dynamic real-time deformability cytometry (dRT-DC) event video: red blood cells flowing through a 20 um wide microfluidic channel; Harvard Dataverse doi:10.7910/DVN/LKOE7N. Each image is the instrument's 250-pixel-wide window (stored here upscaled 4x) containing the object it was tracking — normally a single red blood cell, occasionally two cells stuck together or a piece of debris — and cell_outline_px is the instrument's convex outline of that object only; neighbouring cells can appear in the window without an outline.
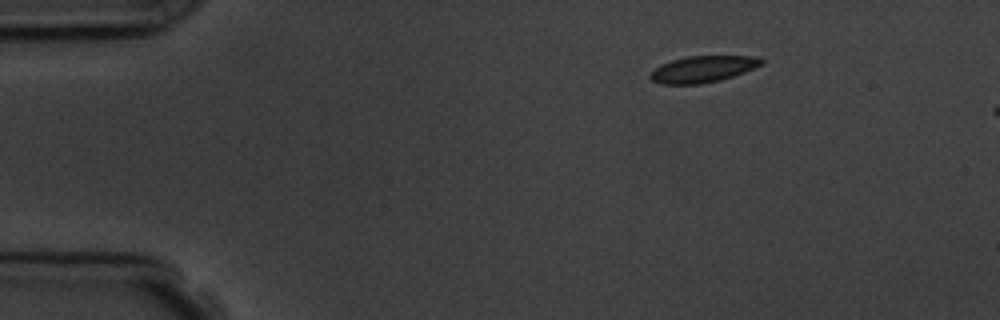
{"species": "common noctule bat (a hibernating species)", "species_latin": "Nyctalus noctula", "temperature_condition": "room temperature", "stored_images_in_passage": 3, "camera_frame_rate_fps": 3000, "um_per_image_px": 0.085, "animal": {"sex": "male", "body_mass_g": 19.5, "forearm_length_mm": 54.6}, "frame": {"image": 1, "passage_image": 1, "time_ms": 0.0, "image_size_px": [1000, 320], "cell_outline_px": [[764, 60], [760, 64], [744, 72], [720, 80], [700, 84], [660, 84], [652, 80], [648, 76], [660, 64], [672, 60], [688, 56], [756, 56]], "centroid_in_image_um": [59.7, 5.87], "position_along_channel_um": 25.3, "area_um2": 16.94}}